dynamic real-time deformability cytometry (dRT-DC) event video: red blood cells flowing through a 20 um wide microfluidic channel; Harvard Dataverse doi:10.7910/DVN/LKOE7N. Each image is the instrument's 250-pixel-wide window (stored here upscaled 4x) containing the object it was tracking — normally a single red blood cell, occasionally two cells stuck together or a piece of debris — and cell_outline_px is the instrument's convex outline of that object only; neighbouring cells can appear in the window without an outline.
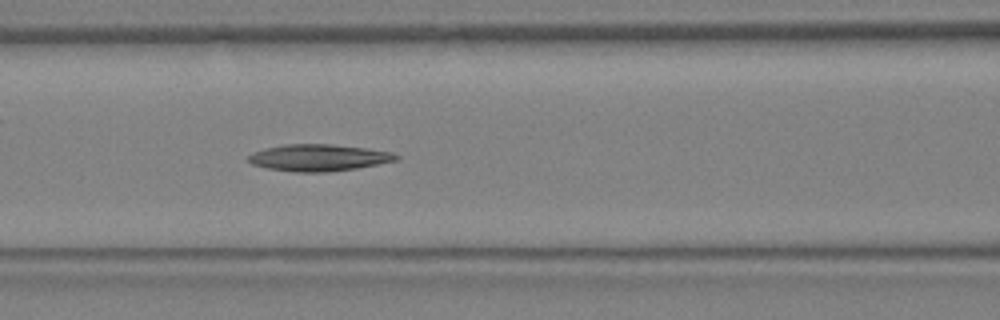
{"species": "Egyptian fruit bat (a non-hibernating species)", "species_latin": "Rousettus aegyptiacus", "temperature_condition": "warm", "stored_images_in_passage": 12, "camera_frame_rate_fps": 3000, "um_per_image_px": 0.085, "animal": {"sex": "female"}, "frame": {"image": 1, "passage_image": 12, "time_ms": 3.667, "image_size_px": [1000, 320], "cell_outline_px": [[400, 156], [396, 160], [356, 168], [324, 172], [296, 172], [268, 168], [252, 164], [248, 160], [248, 156], [252, 152], [264, 148], [284, 144], [332, 144], [368, 148], [392, 152]], "centroid_in_image_um": [27.06, 13.39], "position_along_channel_um": 139.5, "area_um2": 22.95}}